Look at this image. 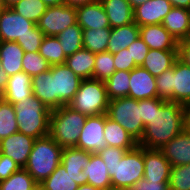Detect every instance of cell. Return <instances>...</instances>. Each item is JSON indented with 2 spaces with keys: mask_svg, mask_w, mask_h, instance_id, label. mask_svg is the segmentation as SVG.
I'll return each instance as SVG.
<instances>
[{
  "mask_svg": "<svg viewBox=\"0 0 190 190\" xmlns=\"http://www.w3.org/2000/svg\"><path fill=\"white\" fill-rule=\"evenodd\" d=\"M39 54L46 59L51 66L65 64L67 58L56 36H44L39 48Z\"/></svg>",
  "mask_w": 190,
  "mask_h": 190,
  "instance_id": "e575fe53",
  "label": "cell"
},
{
  "mask_svg": "<svg viewBox=\"0 0 190 190\" xmlns=\"http://www.w3.org/2000/svg\"><path fill=\"white\" fill-rule=\"evenodd\" d=\"M77 23L76 7L66 4L47 7L37 23L44 36H57L69 26Z\"/></svg>",
  "mask_w": 190,
  "mask_h": 190,
  "instance_id": "ba28073f",
  "label": "cell"
},
{
  "mask_svg": "<svg viewBox=\"0 0 190 190\" xmlns=\"http://www.w3.org/2000/svg\"><path fill=\"white\" fill-rule=\"evenodd\" d=\"M128 150L119 147L105 146L98 152L105 164H114L120 161Z\"/></svg>",
  "mask_w": 190,
  "mask_h": 190,
  "instance_id": "c3c4849f",
  "label": "cell"
},
{
  "mask_svg": "<svg viewBox=\"0 0 190 190\" xmlns=\"http://www.w3.org/2000/svg\"><path fill=\"white\" fill-rule=\"evenodd\" d=\"M32 92L51 111L64 105L55 96L54 79L49 70L32 77Z\"/></svg>",
  "mask_w": 190,
  "mask_h": 190,
  "instance_id": "ffe728a7",
  "label": "cell"
},
{
  "mask_svg": "<svg viewBox=\"0 0 190 190\" xmlns=\"http://www.w3.org/2000/svg\"><path fill=\"white\" fill-rule=\"evenodd\" d=\"M36 139L16 132L0 141V153L11 158L21 168L27 164Z\"/></svg>",
  "mask_w": 190,
  "mask_h": 190,
  "instance_id": "7c38bea8",
  "label": "cell"
},
{
  "mask_svg": "<svg viewBox=\"0 0 190 190\" xmlns=\"http://www.w3.org/2000/svg\"><path fill=\"white\" fill-rule=\"evenodd\" d=\"M18 132L34 139L49 135L51 110L34 95L13 104Z\"/></svg>",
  "mask_w": 190,
  "mask_h": 190,
  "instance_id": "7a4b0ae2",
  "label": "cell"
},
{
  "mask_svg": "<svg viewBox=\"0 0 190 190\" xmlns=\"http://www.w3.org/2000/svg\"><path fill=\"white\" fill-rule=\"evenodd\" d=\"M51 65L39 52H25L22 58L23 72L31 78L42 72L50 70Z\"/></svg>",
  "mask_w": 190,
  "mask_h": 190,
  "instance_id": "ab89813d",
  "label": "cell"
},
{
  "mask_svg": "<svg viewBox=\"0 0 190 190\" xmlns=\"http://www.w3.org/2000/svg\"><path fill=\"white\" fill-rule=\"evenodd\" d=\"M112 187L129 188L137 180L144 178V148L137 145L125 153L114 164H106Z\"/></svg>",
  "mask_w": 190,
  "mask_h": 190,
  "instance_id": "8992f818",
  "label": "cell"
},
{
  "mask_svg": "<svg viewBox=\"0 0 190 190\" xmlns=\"http://www.w3.org/2000/svg\"><path fill=\"white\" fill-rule=\"evenodd\" d=\"M129 97L135 100L158 98L156 77L141 66L135 67L130 71Z\"/></svg>",
  "mask_w": 190,
  "mask_h": 190,
  "instance_id": "5bb4252c",
  "label": "cell"
},
{
  "mask_svg": "<svg viewBox=\"0 0 190 190\" xmlns=\"http://www.w3.org/2000/svg\"><path fill=\"white\" fill-rule=\"evenodd\" d=\"M38 183L24 169L20 168L8 179L0 181V190H32Z\"/></svg>",
  "mask_w": 190,
  "mask_h": 190,
  "instance_id": "74e56055",
  "label": "cell"
},
{
  "mask_svg": "<svg viewBox=\"0 0 190 190\" xmlns=\"http://www.w3.org/2000/svg\"><path fill=\"white\" fill-rule=\"evenodd\" d=\"M107 190H128V188H114V187H110Z\"/></svg>",
  "mask_w": 190,
  "mask_h": 190,
  "instance_id": "94428289",
  "label": "cell"
},
{
  "mask_svg": "<svg viewBox=\"0 0 190 190\" xmlns=\"http://www.w3.org/2000/svg\"><path fill=\"white\" fill-rule=\"evenodd\" d=\"M127 48L130 51L131 58H133L136 66H142L144 59L149 51V47L142 40V38L138 37Z\"/></svg>",
  "mask_w": 190,
  "mask_h": 190,
  "instance_id": "bcb514c9",
  "label": "cell"
},
{
  "mask_svg": "<svg viewBox=\"0 0 190 190\" xmlns=\"http://www.w3.org/2000/svg\"><path fill=\"white\" fill-rule=\"evenodd\" d=\"M35 23L17 14L11 7L0 9V41H16L31 33Z\"/></svg>",
  "mask_w": 190,
  "mask_h": 190,
  "instance_id": "8fae6325",
  "label": "cell"
},
{
  "mask_svg": "<svg viewBox=\"0 0 190 190\" xmlns=\"http://www.w3.org/2000/svg\"><path fill=\"white\" fill-rule=\"evenodd\" d=\"M186 128V106L165 101L154 108V116L145 126L138 145L147 149L161 150L169 141Z\"/></svg>",
  "mask_w": 190,
  "mask_h": 190,
  "instance_id": "6da1fadb",
  "label": "cell"
},
{
  "mask_svg": "<svg viewBox=\"0 0 190 190\" xmlns=\"http://www.w3.org/2000/svg\"><path fill=\"white\" fill-rule=\"evenodd\" d=\"M178 58L190 67V37L178 42Z\"/></svg>",
  "mask_w": 190,
  "mask_h": 190,
  "instance_id": "f907efd6",
  "label": "cell"
},
{
  "mask_svg": "<svg viewBox=\"0 0 190 190\" xmlns=\"http://www.w3.org/2000/svg\"><path fill=\"white\" fill-rule=\"evenodd\" d=\"M20 168L11 158L0 153V181L8 179Z\"/></svg>",
  "mask_w": 190,
  "mask_h": 190,
  "instance_id": "681fc988",
  "label": "cell"
},
{
  "mask_svg": "<svg viewBox=\"0 0 190 190\" xmlns=\"http://www.w3.org/2000/svg\"><path fill=\"white\" fill-rule=\"evenodd\" d=\"M47 7L59 6L65 4L64 0H42Z\"/></svg>",
  "mask_w": 190,
  "mask_h": 190,
  "instance_id": "11a10c76",
  "label": "cell"
},
{
  "mask_svg": "<svg viewBox=\"0 0 190 190\" xmlns=\"http://www.w3.org/2000/svg\"><path fill=\"white\" fill-rule=\"evenodd\" d=\"M76 19L82 29L110 27L108 16L100 0L76 7Z\"/></svg>",
  "mask_w": 190,
  "mask_h": 190,
  "instance_id": "e0dca14e",
  "label": "cell"
},
{
  "mask_svg": "<svg viewBox=\"0 0 190 190\" xmlns=\"http://www.w3.org/2000/svg\"><path fill=\"white\" fill-rule=\"evenodd\" d=\"M172 167L190 164V130L185 128L162 149Z\"/></svg>",
  "mask_w": 190,
  "mask_h": 190,
  "instance_id": "ac0fdd59",
  "label": "cell"
},
{
  "mask_svg": "<svg viewBox=\"0 0 190 190\" xmlns=\"http://www.w3.org/2000/svg\"><path fill=\"white\" fill-rule=\"evenodd\" d=\"M49 71L54 79L55 96L64 105H68L77 93L82 79L66 64L52 65Z\"/></svg>",
  "mask_w": 190,
  "mask_h": 190,
  "instance_id": "30bf717a",
  "label": "cell"
},
{
  "mask_svg": "<svg viewBox=\"0 0 190 190\" xmlns=\"http://www.w3.org/2000/svg\"><path fill=\"white\" fill-rule=\"evenodd\" d=\"M104 83L109 100L127 96L129 97V71H115Z\"/></svg>",
  "mask_w": 190,
  "mask_h": 190,
  "instance_id": "836d02e7",
  "label": "cell"
},
{
  "mask_svg": "<svg viewBox=\"0 0 190 190\" xmlns=\"http://www.w3.org/2000/svg\"><path fill=\"white\" fill-rule=\"evenodd\" d=\"M32 95V78L22 71L9 77L6 89L1 97L11 104H15Z\"/></svg>",
  "mask_w": 190,
  "mask_h": 190,
  "instance_id": "7402d4cb",
  "label": "cell"
},
{
  "mask_svg": "<svg viewBox=\"0 0 190 190\" xmlns=\"http://www.w3.org/2000/svg\"><path fill=\"white\" fill-rule=\"evenodd\" d=\"M116 71L113 54L101 52L95 54L93 78L105 82Z\"/></svg>",
  "mask_w": 190,
  "mask_h": 190,
  "instance_id": "f35d334b",
  "label": "cell"
},
{
  "mask_svg": "<svg viewBox=\"0 0 190 190\" xmlns=\"http://www.w3.org/2000/svg\"><path fill=\"white\" fill-rule=\"evenodd\" d=\"M172 102L185 106L190 103V67L179 58L174 64L172 76Z\"/></svg>",
  "mask_w": 190,
  "mask_h": 190,
  "instance_id": "44dd1931",
  "label": "cell"
},
{
  "mask_svg": "<svg viewBox=\"0 0 190 190\" xmlns=\"http://www.w3.org/2000/svg\"><path fill=\"white\" fill-rule=\"evenodd\" d=\"M138 37H140V30L135 22L125 26L111 28L107 52L115 54L121 49H126Z\"/></svg>",
  "mask_w": 190,
  "mask_h": 190,
  "instance_id": "f1b7e54d",
  "label": "cell"
},
{
  "mask_svg": "<svg viewBox=\"0 0 190 190\" xmlns=\"http://www.w3.org/2000/svg\"><path fill=\"white\" fill-rule=\"evenodd\" d=\"M87 117L68 105L52 110L49 135L62 148L76 147Z\"/></svg>",
  "mask_w": 190,
  "mask_h": 190,
  "instance_id": "277c9868",
  "label": "cell"
},
{
  "mask_svg": "<svg viewBox=\"0 0 190 190\" xmlns=\"http://www.w3.org/2000/svg\"><path fill=\"white\" fill-rule=\"evenodd\" d=\"M109 98L103 81L83 79L72 101L68 104L75 111L87 116L107 113Z\"/></svg>",
  "mask_w": 190,
  "mask_h": 190,
  "instance_id": "5b68a950",
  "label": "cell"
},
{
  "mask_svg": "<svg viewBox=\"0 0 190 190\" xmlns=\"http://www.w3.org/2000/svg\"><path fill=\"white\" fill-rule=\"evenodd\" d=\"M104 138L106 146L119 147L128 151L138 145V142L121 125L110 119L106 113Z\"/></svg>",
  "mask_w": 190,
  "mask_h": 190,
  "instance_id": "4316f807",
  "label": "cell"
},
{
  "mask_svg": "<svg viewBox=\"0 0 190 190\" xmlns=\"http://www.w3.org/2000/svg\"><path fill=\"white\" fill-rule=\"evenodd\" d=\"M110 35L111 27L83 29V48L95 54L106 52Z\"/></svg>",
  "mask_w": 190,
  "mask_h": 190,
  "instance_id": "4dcf8cb0",
  "label": "cell"
},
{
  "mask_svg": "<svg viewBox=\"0 0 190 190\" xmlns=\"http://www.w3.org/2000/svg\"><path fill=\"white\" fill-rule=\"evenodd\" d=\"M169 187L170 190H190V164L171 168Z\"/></svg>",
  "mask_w": 190,
  "mask_h": 190,
  "instance_id": "60d3db41",
  "label": "cell"
},
{
  "mask_svg": "<svg viewBox=\"0 0 190 190\" xmlns=\"http://www.w3.org/2000/svg\"><path fill=\"white\" fill-rule=\"evenodd\" d=\"M132 9L142 5L143 3H145L147 0H128Z\"/></svg>",
  "mask_w": 190,
  "mask_h": 190,
  "instance_id": "9f6ffc18",
  "label": "cell"
},
{
  "mask_svg": "<svg viewBox=\"0 0 190 190\" xmlns=\"http://www.w3.org/2000/svg\"><path fill=\"white\" fill-rule=\"evenodd\" d=\"M43 38V32L35 24L31 28V33L26 34L22 38H18L15 42L20 45L24 52H39Z\"/></svg>",
  "mask_w": 190,
  "mask_h": 190,
  "instance_id": "b9f144b4",
  "label": "cell"
},
{
  "mask_svg": "<svg viewBox=\"0 0 190 190\" xmlns=\"http://www.w3.org/2000/svg\"><path fill=\"white\" fill-rule=\"evenodd\" d=\"M18 132V123L13 104L0 98V141Z\"/></svg>",
  "mask_w": 190,
  "mask_h": 190,
  "instance_id": "d590c367",
  "label": "cell"
},
{
  "mask_svg": "<svg viewBox=\"0 0 190 190\" xmlns=\"http://www.w3.org/2000/svg\"><path fill=\"white\" fill-rule=\"evenodd\" d=\"M87 184V177L83 173L72 174L66 171L63 165H59L51 175L39 185L42 190H77L78 186Z\"/></svg>",
  "mask_w": 190,
  "mask_h": 190,
  "instance_id": "2e32d148",
  "label": "cell"
},
{
  "mask_svg": "<svg viewBox=\"0 0 190 190\" xmlns=\"http://www.w3.org/2000/svg\"><path fill=\"white\" fill-rule=\"evenodd\" d=\"M171 164L158 149L144 148V178L154 181H169Z\"/></svg>",
  "mask_w": 190,
  "mask_h": 190,
  "instance_id": "9a60e30c",
  "label": "cell"
},
{
  "mask_svg": "<svg viewBox=\"0 0 190 190\" xmlns=\"http://www.w3.org/2000/svg\"><path fill=\"white\" fill-rule=\"evenodd\" d=\"M94 1H97V0H64L65 4L69 5L71 7L82 6V5H85V4L92 3Z\"/></svg>",
  "mask_w": 190,
  "mask_h": 190,
  "instance_id": "db71d44e",
  "label": "cell"
},
{
  "mask_svg": "<svg viewBox=\"0 0 190 190\" xmlns=\"http://www.w3.org/2000/svg\"><path fill=\"white\" fill-rule=\"evenodd\" d=\"M172 76L174 66L156 77L158 98L172 102Z\"/></svg>",
  "mask_w": 190,
  "mask_h": 190,
  "instance_id": "7bdbcfd3",
  "label": "cell"
},
{
  "mask_svg": "<svg viewBox=\"0 0 190 190\" xmlns=\"http://www.w3.org/2000/svg\"><path fill=\"white\" fill-rule=\"evenodd\" d=\"M32 190H42L41 189V186L38 184L34 189H32Z\"/></svg>",
  "mask_w": 190,
  "mask_h": 190,
  "instance_id": "be15d7a7",
  "label": "cell"
},
{
  "mask_svg": "<svg viewBox=\"0 0 190 190\" xmlns=\"http://www.w3.org/2000/svg\"><path fill=\"white\" fill-rule=\"evenodd\" d=\"M178 59V50L149 49L141 67L157 77L172 68Z\"/></svg>",
  "mask_w": 190,
  "mask_h": 190,
  "instance_id": "cb8c5ba5",
  "label": "cell"
},
{
  "mask_svg": "<svg viewBox=\"0 0 190 190\" xmlns=\"http://www.w3.org/2000/svg\"><path fill=\"white\" fill-rule=\"evenodd\" d=\"M104 127L105 113L97 116H88L75 148L90 153H98L106 146Z\"/></svg>",
  "mask_w": 190,
  "mask_h": 190,
  "instance_id": "9c48e42d",
  "label": "cell"
},
{
  "mask_svg": "<svg viewBox=\"0 0 190 190\" xmlns=\"http://www.w3.org/2000/svg\"><path fill=\"white\" fill-rule=\"evenodd\" d=\"M11 8L17 14L37 25L47 6L42 0H20L12 5Z\"/></svg>",
  "mask_w": 190,
  "mask_h": 190,
  "instance_id": "8d00e7d4",
  "label": "cell"
},
{
  "mask_svg": "<svg viewBox=\"0 0 190 190\" xmlns=\"http://www.w3.org/2000/svg\"><path fill=\"white\" fill-rule=\"evenodd\" d=\"M82 35L83 29L78 23H76L69 26L56 36L66 57L83 48Z\"/></svg>",
  "mask_w": 190,
  "mask_h": 190,
  "instance_id": "d6a6232c",
  "label": "cell"
},
{
  "mask_svg": "<svg viewBox=\"0 0 190 190\" xmlns=\"http://www.w3.org/2000/svg\"><path fill=\"white\" fill-rule=\"evenodd\" d=\"M139 30L149 49L178 50V41L162 24L141 26Z\"/></svg>",
  "mask_w": 190,
  "mask_h": 190,
  "instance_id": "d6986e66",
  "label": "cell"
},
{
  "mask_svg": "<svg viewBox=\"0 0 190 190\" xmlns=\"http://www.w3.org/2000/svg\"><path fill=\"white\" fill-rule=\"evenodd\" d=\"M8 79H9L8 74L2 69L0 65V95L4 93Z\"/></svg>",
  "mask_w": 190,
  "mask_h": 190,
  "instance_id": "816d5d0a",
  "label": "cell"
},
{
  "mask_svg": "<svg viewBox=\"0 0 190 190\" xmlns=\"http://www.w3.org/2000/svg\"><path fill=\"white\" fill-rule=\"evenodd\" d=\"M166 100L160 98H150L139 100L141 107V119L144 127L151 121L154 116V108H159Z\"/></svg>",
  "mask_w": 190,
  "mask_h": 190,
  "instance_id": "ee69618b",
  "label": "cell"
},
{
  "mask_svg": "<svg viewBox=\"0 0 190 190\" xmlns=\"http://www.w3.org/2000/svg\"><path fill=\"white\" fill-rule=\"evenodd\" d=\"M128 190H170L169 181L137 180Z\"/></svg>",
  "mask_w": 190,
  "mask_h": 190,
  "instance_id": "7dc6e473",
  "label": "cell"
},
{
  "mask_svg": "<svg viewBox=\"0 0 190 190\" xmlns=\"http://www.w3.org/2000/svg\"><path fill=\"white\" fill-rule=\"evenodd\" d=\"M108 16L110 27L125 26L134 22L133 9L128 0H100Z\"/></svg>",
  "mask_w": 190,
  "mask_h": 190,
  "instance_id": "83f0119b",
  "label": "cell"
},
{
  "mask_svg": "<svg viewBox=\"0 0 190 190\" xmlns=\"http://www.w3.org/2000/svg\"><path fill=\"white\" fill-rule=\"evenodd\" d=\"M173 7L190 10V0H169Z\"/></svg>",
  "mask_w": 190,
  "mask_h": 190,
  "instance_id": "f5cc1de1",
  "label": "cell"
},
{
  "mask_svg": "<svg viewBox=\"0 0 190 190\" xmlns=\"http://www.w3.org/2000/svg\"><path fill=\"white\" fill-rule=\"evenodd\" d=\"M77 190H100V189L90 184H84V185L78 186Z\"/></svg>",
  "mask_w": 190,
  "mask_h": 190,
  "instance_id": "680465c9",
  "label": "cell"
},
{
  "mask_svg": "<svg viewBox=\"0 0 190 190\" xmlns=\"http://www.w3.org/2000/svg\"><path fill=\"white\" fill-rule=\"evenodd\" d=\"M173 8L169 0H147L133 9L134 22L139 26L162 24Z\"/></svg>",
  "mask_w": 190,
  "mask_h": 190,
  "instance_id": "4fadbf2b",
  "label": "cell"
},
{
  "mask_svg": "<svg viewBox=\"0 0 190 190\" xmlns=\"http://www.w3.org/2000/svg\"><path fill=\"white\" fill-rule=\"evenodd\" d=\"M162 25L178 41L190 37V10L173 7L163 19Z\"/></svg>",
  "mask_w": 190,
  "mask_h": 190,
  "instance_id": "603a6c76",
  "label": "cell"
},
{
  "mask_svg": "<svg viewBox=\"0 0 190 190\" xmlns=\"http://www.w3.org/2000/svg\"><path fill=\"white\" fill-rule=\"evenodd\" d=\"M62 151L50 135L37 138L24 169L40 184L61 164Z\"/></svg>",
  "mask_w": 190,
  "mask_h": 190,
  "instance_id": "3957f363",
  "label": "cell"
},
{
  "mask_svg": "<svg viewBox=\"0 0 190 190\" xmlns=\"http://www.w3.org/2000/svg\"><path fill=\"white\" fill-rule=\"evenodd\" d=\"M106 114L121 125L137 142L141 140L145 127L141 119L139 100L128 96L112 99L109 101Z\"/></svg>",
  "mask_w": 190,
  "mask_h": 190,
  "instance_id": "52a82bcc",
  "label": "cell"
},
{
  "mask_svg": "<svg viewBox=\"0 0 190 190\" xmlns=\"http://www.w3.org/2000/svg\"><path fill=\"white\" fill-rule=\"evenodd\" d=\"M5 7H11L12 5H14L16 2L20 1V0H3Z\"/></svg>",
  "mask_w": 190,
  "mask_h": 190,
  "instance_id": "91938a15",
  "label": "cell"
},
{
  "mask_svg": "<svg viewBox=\"0 0 190 190\" xmlns=\"http://www.w3.org/2000/svg\"><path fill=\"white\" fill-rule=\"evenodd\" d=\"M186 128L190 130V103L186 106Z\"/></svg>",
  "mask_w": 190,
  "mask_h": 190,
  "instance_id": "6f0895ef",
  "label": "cell"
},
{
  "mask_svg": "<svg viewBox=\"0 0 190 190\" xmlns=\"http://www.w3.org/2000/svg\"><path fill=\"white\" fill-rule=\"evenodd\" d=\"M90 152L75 147L63 148L61 165L67 172L80 174L90 160Z\"/></svg>",
  "mask_w": 190,
  "mask_h": 190,
  "instance_id": "1f68e13d",
  "label": "cell"
},
{
  "mask_svg": "<svg viewBox=\"0 0 190 190\" xmlns=\"http://www.w3.org/2000/svg\"><path fill=\"white\" fill-rule=\"evenodd\" d=\"M114 66L116 71H131L136 66L133 58H131L128 48L121 49L119 52L113 54Z\"/></svg>",
  "mask_w": 190,
  "mask_h": 190,
  "instance_id": "f6af8a7d",
  "label": "cell"
},
{
  "mask_svg": "<svg viewBox=\"0 0 190 190\" xmlns=\"http://www.w3.org/2000/svg\"><path fill=\"white\" fill-rule=\"evenodd\" d=\"M5 8V4L3 0H0V9Z\"/></svg>",
  "mask_w": 190,
  "mask_h": 190,
  "instance_id": "6125c7cd",
  "label": "cell"
},
{
  "mask_svg": "<svg viewBox=\"0 0 190 190\" xmlns=\"http://www.w3.org/2000/svg\"><path fill=\"white\" fill-rule=\"evenodd\" d=\"M65 64L82 80L93 78L95 53L82 48L68 56Z\"/></svg>",
  "mask_w": 190,
  "mask_h": 190,
  "instance_id": "f546056e",
  "label": "cell"
},
{
  "mask_svg": "<svg viewBox=\"0 0 190 190\" xmlns=\"http://www.w3.org/2000/svg\"><path fill=\"white\" fill-rule=\"evenodd\" d=\"M82 171L87 177V184L100 190H107L112 187L106 164L98 153H91L90 160Z\"/></svg>",
  "mask_w": 190,
  "mask_h": 190,
  "instance_id": "484cf974",
  "label": "cell"
},
{
  "mask_svg": "<svg viewBox=\"0 0 190 190\" xmlns=\"http://www.w3.org/2000/svg\"><path fill=\"white\" fill-rule=\"evenodd\" d=\"M24 54V50L15 41L0 42V65L9 77L23 71Z\"/></svg>",
  "mask_w": 190,
  "mask_h": 190,
  "instance_id": "d4e9b609",
  "label": "cell"
}]
</instances>
